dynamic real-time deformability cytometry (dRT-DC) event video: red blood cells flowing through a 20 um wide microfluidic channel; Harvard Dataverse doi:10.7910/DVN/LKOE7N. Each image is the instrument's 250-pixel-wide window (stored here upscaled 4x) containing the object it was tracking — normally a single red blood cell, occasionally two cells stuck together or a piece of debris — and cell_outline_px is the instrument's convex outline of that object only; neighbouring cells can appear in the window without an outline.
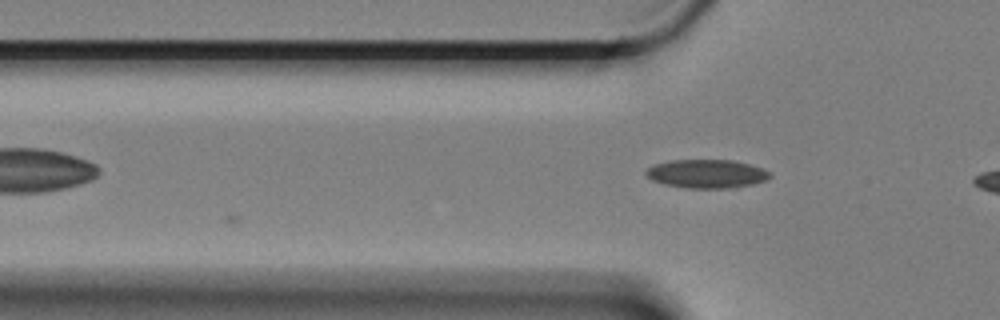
{"species": "Egyptian fruit bat (a non-hibernating species)", "species_latin": "Rousettus aegyptiacus", "temperature_condition": "cold", "stored_images_in_passage": 11, "camera_frame_rate_fps": 3000, "um_per_image_px": 0.085, "animal": {"sex": "female"}, "frame": {"image": 1, "passage_image": 11, "time_ms": 3.333, "image_size_px": [1000, 320], "cell_outline_px": [[772, 176], [764, 180], [752, 184], [732, 188], [684, 188], [664, 184], [652, 180], [644, 172], [648, 168], [656, 164], [672, 160], [732, 160], [764, 168], [772, 172]], "centroid_in_image_um": [60.09, 14.77], "position_along_channel_um": 65.7, "area_um2": 20.63}}